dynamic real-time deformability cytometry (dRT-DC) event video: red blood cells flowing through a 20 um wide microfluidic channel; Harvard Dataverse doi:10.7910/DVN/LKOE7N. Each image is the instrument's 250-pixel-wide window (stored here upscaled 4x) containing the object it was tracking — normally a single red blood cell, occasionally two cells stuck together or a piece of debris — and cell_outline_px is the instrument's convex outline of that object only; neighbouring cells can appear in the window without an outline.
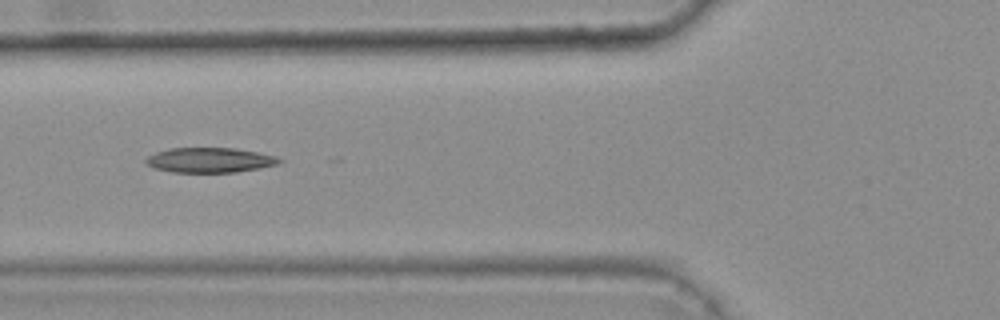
{"species": "common noctule bat (a hibernating species)", "species_latin": "Nyctalus noctula", "temperature_condition": "warm", "stored_images_in_passage": 47, "camera_frame_rate_fps": 3000, "um_per_image_px": 0.085, "animal": {"sex": "female", "body_mass_g": 25.1}, "frame": {"image": 1, "passage_image": 20, "time_ms": 6.333, "image_size_px": [1000, 320], "cell_outline_px": [[284, 160], [276, 164], [260, 168], [236, 172], [172, 172], [152, 168], [144, 160], [148, 156], [156, 152], [168, 148], [236, 148], [276, 156]], "centroid_in_image_um": [17.81, 13.61], "position_along_channel_um": 108.0, "area_um2": 19.36}}